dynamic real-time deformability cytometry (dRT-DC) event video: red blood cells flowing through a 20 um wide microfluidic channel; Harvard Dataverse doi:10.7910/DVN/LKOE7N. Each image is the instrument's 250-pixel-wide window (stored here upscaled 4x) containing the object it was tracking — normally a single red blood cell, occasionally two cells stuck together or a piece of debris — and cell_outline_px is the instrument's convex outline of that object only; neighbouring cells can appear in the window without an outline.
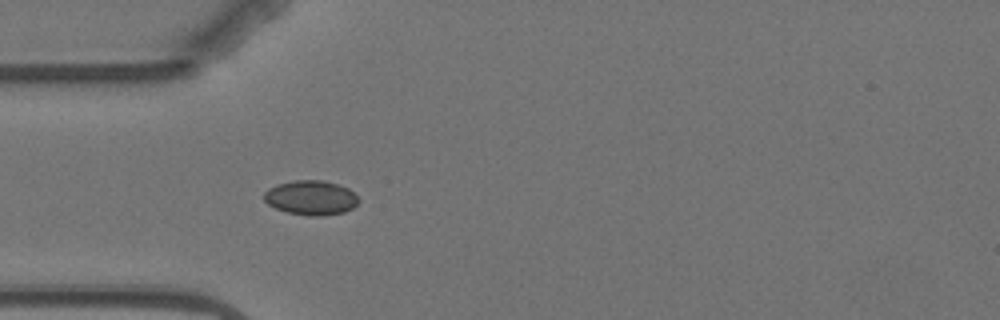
{"species": "Egyptian fruit bat (a non-hibernating species)", "species_latin": "Rousettus aegyptiacus", "temperature_condition": "warm", "stored_images_in_passage": 5, "camera_frame_rate_fps": 3000, "um_per_image_px": 0.085, "animal": {"sex": "female"}, "frame": {"image": 1, "passage_image": 5, "time_ms": 4.667, "image_size_px": [1000, 320], "cell_outline_px": [[360, 200], [352, 208], [344, 212], [324, 216], [308, 216], [288, 212], [276, 208], [268, 204], [264, 200], [264, 192], [268, 188], [276, 184], [292, 180], [324, 180], [348, 188]], "centroid_in_image_um": [26.41, 16.8], "position_along_channel_um": 58.6, "area_um2": 19.07}}